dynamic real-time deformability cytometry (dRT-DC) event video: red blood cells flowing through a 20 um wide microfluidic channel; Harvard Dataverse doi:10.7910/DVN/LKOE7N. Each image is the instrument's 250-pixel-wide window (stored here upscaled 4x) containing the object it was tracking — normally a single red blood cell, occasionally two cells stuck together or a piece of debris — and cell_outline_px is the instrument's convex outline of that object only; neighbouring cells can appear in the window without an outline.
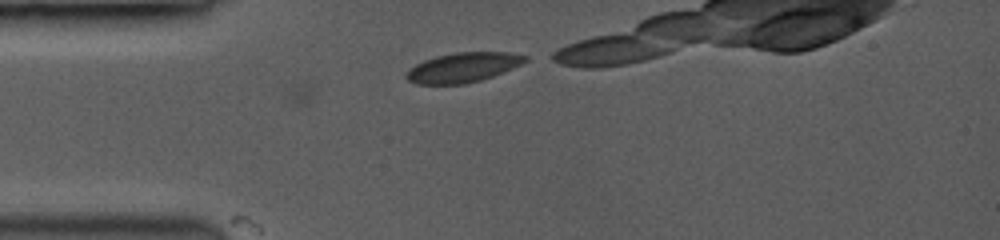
{"species": "common noctule bat (a hibernating species)", "species_latin": "Nyctalus noctula", "temperature_condition": "room temperature", "stored_images_in_passage": 38, "camera_frame_rate_fps": 3500, "um_per_image_px": 0.085, "animal": {"sex": "female", "body_mass_g": 19.0, "forearm_length_mm": 53.3}, "frame": {"image": 1, "passage_image": 1, "time_ms": 0.0, "image_size_px": [1000, 240], "cell_outline_px": [[528, 60], [520, 64], [492, 76], [480, 80], [464, 84], [416, 84], [408, 80], [404, 76], [416, 64], [424, 60], [436, 56], [456, 52], [504, 52], [528, 56]], "centroid_in_image_um": [39.33, 5.73], "position_along_channel_um": 45.7, "area_um2": 20.23}}